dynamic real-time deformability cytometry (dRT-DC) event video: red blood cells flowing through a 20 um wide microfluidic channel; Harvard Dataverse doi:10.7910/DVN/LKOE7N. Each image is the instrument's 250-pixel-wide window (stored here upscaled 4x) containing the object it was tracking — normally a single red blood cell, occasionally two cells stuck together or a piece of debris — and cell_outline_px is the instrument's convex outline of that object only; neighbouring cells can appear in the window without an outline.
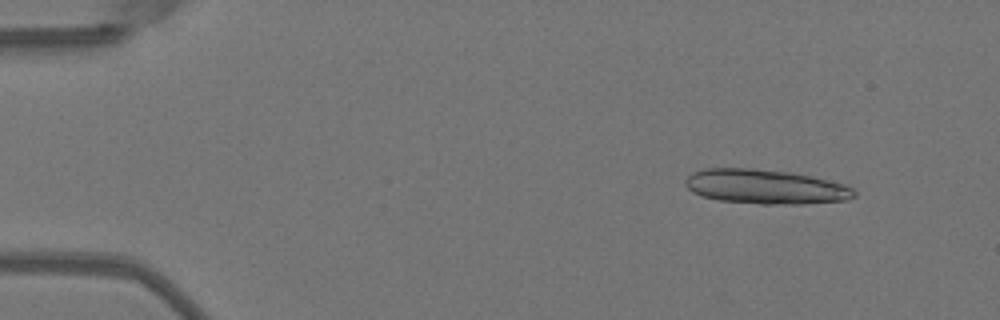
{"species": "Egyptian fruit bat (a non-hibernating species)", "species_latin": "Rousettus aegyptiacus", "temperature_condition": "warm", "stored_images_in_passage": 50, "segment_of_instrument_passage": [1, 2], "camera_frame_rate_fps": 3000, "um_per_image_px": 0.085, "animal": {"sex": "female"}, "frame": {"image": 1, "passage_image": 5, "time_ms": 1.333, "image_size_px": [1000, 320], "cell_outline_px": [[856, 196], [844, 200], [804, 204], [760, 204], [716, 200], [692, 192], [684, 184], [684, 180], [692, 172], [704, 168], [756, 168], [792, 172], [812, 176], [844, 184], [852, 188], [856, 192]], "centroid_in_image_um": [65.04, 15.86], "position_along_channel_um": 20.0, "area_um2": 34.22}}